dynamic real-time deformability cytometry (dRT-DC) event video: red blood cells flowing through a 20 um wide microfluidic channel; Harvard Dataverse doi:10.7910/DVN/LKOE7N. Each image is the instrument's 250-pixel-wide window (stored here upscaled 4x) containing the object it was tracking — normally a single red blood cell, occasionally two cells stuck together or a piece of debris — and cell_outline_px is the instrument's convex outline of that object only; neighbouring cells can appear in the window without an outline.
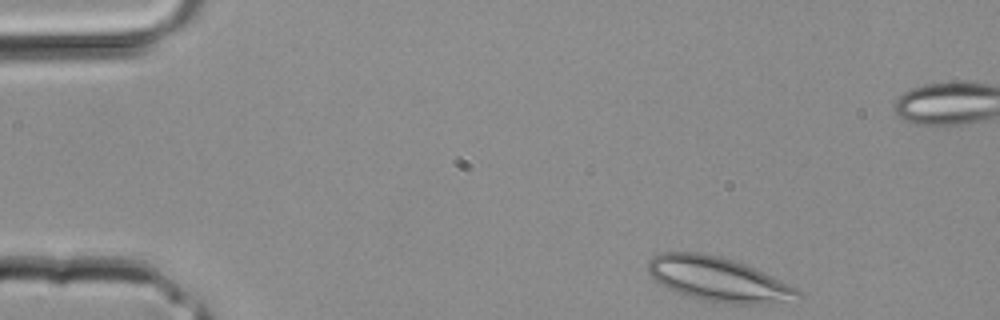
{"species": "common noctule bat (a hibernating species)", "species_latin": "Nyctalus noctula", "temperature_condition": "room temperature", "stored_images_in_passage": 3, "camera_frame_rate_fps": 3000, "um_per_image_px": 0.085, "animal": {"sex": "male", "body_mass_g": 20.4}, "frame": {"image": 1, "passage_image": 1, "time_ms": 0.0, "image_size_px": [1000, 320], "cell_outline_px": [[800, 296], [768, 304], [728, 304], [704, 300], [668, 288], [656, 280], [648, 272], [648, 260], [652, 256], [664, 252], [696, 252], [720, 256], [756, 268], [796, 288], [800, 292]], "centroid_in_image_um": [61.02, 23.72], "position_along_channel_um": 24.0, "area_um2": 37.97}}